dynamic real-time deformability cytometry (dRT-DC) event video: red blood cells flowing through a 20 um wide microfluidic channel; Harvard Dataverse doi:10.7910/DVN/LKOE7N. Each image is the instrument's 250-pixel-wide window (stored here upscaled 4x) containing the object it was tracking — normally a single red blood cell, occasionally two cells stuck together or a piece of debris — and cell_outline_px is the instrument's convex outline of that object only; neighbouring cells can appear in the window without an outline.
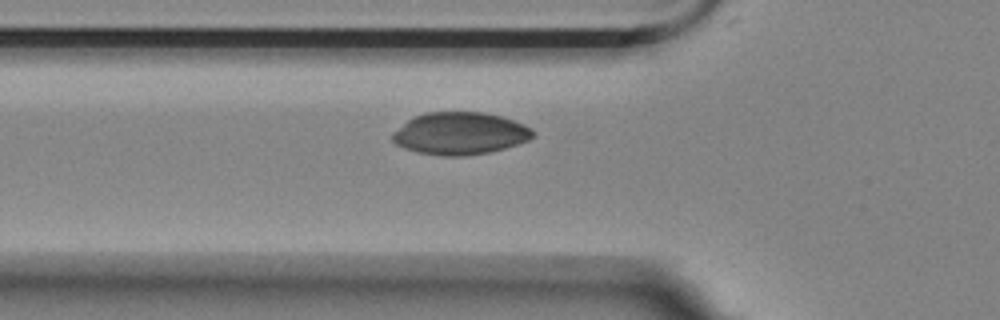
{"species": "Egyptian fruit bat (a non-hibernating species)", "species_latin": "Rousettus aegyptiacus", "temperature_condition": "room temperature", "stored_images_in_passage": 4, "camera_frame_rate_fps": 3000, "um_per_image_px": 0.085, "animal": {"sex": "female"}, "frame": {"image": 1, "passage_image": 4, "time_ms": 3.333, "image_size_px": [1000, 320], "cell_outline_px": [[536, 136], [528, 140], [492, 152], [464, 156], [440, 156], [420, 152], [404, 148], [396, 144], [392, 140], [392, 132], [412, 116], [428, 112], [484, 112], [500, 116], [524, 124], [532, 128], [536, 132]], "centroid_in_image_um": [39.11, 11.34], "position_along_channel_um": 86.7, "area_um2": 34.85}}